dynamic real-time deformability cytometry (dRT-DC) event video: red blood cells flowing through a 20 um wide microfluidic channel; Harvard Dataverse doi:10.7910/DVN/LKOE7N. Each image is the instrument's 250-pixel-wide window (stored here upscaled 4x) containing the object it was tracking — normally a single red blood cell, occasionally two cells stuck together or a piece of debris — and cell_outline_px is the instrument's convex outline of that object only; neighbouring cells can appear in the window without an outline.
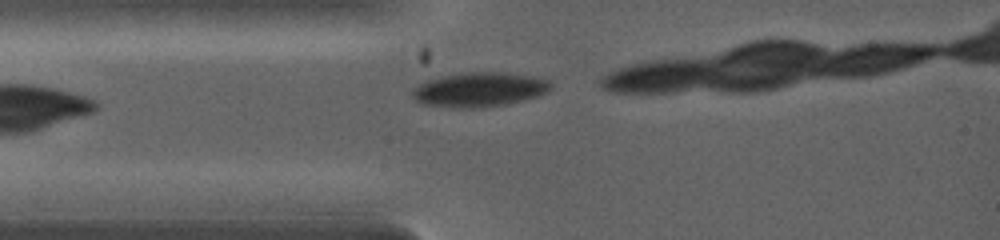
{"species": "common noctule bat (a hibernating species)", "species_latin": "Nyctalus noctula", "temperature_condition": "warm", "stored_images_in_passage": 3, "camera_frame_rate_fps": 5000, "um_per_image_px": 0.085, "animal": {"sex": "female", "body_mass_g": 19.0, "forearm_length_mm": 53.3}, "frame": {"image": 1, "passage_image": 1, "time_ms": 0.0, "image_size_px": [1000, 240], "cell_outline_px": [[552, 84], [544, 92], [536, 96], [504, 104], [472, 108], [460, 108], [424, 104], [416, 100], [412, 96], [412, 92], [420, 84], [428, 80], [444, 76], [468, 72], [504, 72], [532, 76], [548, 80]], "centroid_in_image_um": [40.73, 7.6], "position_along_channel_um": 44.3, "area_um2": 27.05}}